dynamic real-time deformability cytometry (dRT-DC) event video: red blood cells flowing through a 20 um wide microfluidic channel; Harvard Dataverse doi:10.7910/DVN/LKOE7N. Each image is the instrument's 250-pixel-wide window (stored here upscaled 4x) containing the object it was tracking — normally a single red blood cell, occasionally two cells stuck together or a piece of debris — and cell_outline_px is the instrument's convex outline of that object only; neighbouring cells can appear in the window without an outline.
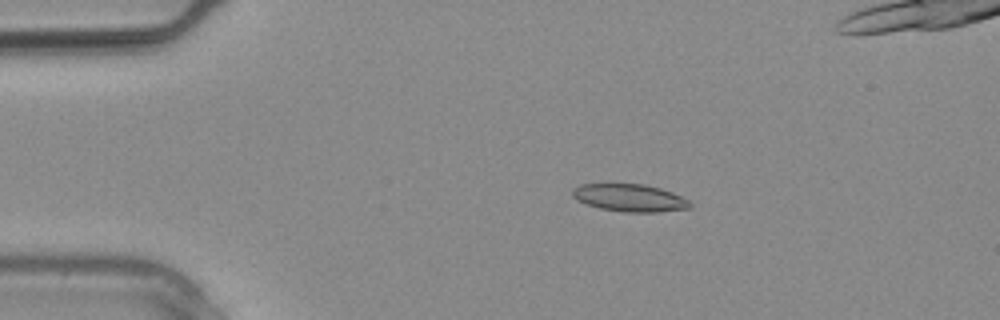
{"species": "common noctule bat (a hibernating species)", "species_latin": "Nyctalus noctula", "temperature_condition": "warm", "stored_images_in_passage": 3, "camera_frame_rate_fps": 3000, "um_per_image_px": 0.085, "animal": {"sex": "male", "body_mass_g": 20.4}, "frame": {"image": 1, "passage_image": 1, "time_ms": 0.0, "image_size_px": [1000, 320], "cell_outline_px": [[692, 208], [660, 212], [624, 212], [600, 208], [584, 204], [576, 200], [572, 196], [572, 188], [580, 184], [644, 184], [660, 188], [672, 192], [688, 200], [692, 204]], "centroid_in_image_um": [53.51, 16.82], "position_along_channel_um": 31.5, "area_um2": 19.02}}